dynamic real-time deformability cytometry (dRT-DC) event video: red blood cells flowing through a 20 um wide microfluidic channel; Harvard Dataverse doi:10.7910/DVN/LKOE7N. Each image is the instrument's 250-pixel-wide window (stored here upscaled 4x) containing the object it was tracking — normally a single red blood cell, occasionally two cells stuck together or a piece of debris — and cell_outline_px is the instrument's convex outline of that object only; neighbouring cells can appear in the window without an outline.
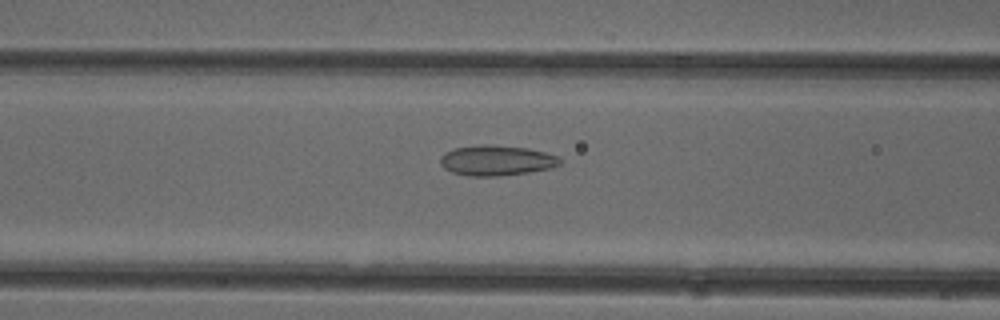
{"species": "common noctule bat (a hibernating species)", "species_latin": "Nyctalus noctula", "temperature_condition": "cold", "stored_images_in_passage": 48, "camera_frame_rate_fps": 3000, "um_per_image_px": 0.085, "animal": {"sex": "female"}, "frame": {"image": 1, "passage_image": 17, "time_ms": 5.333, "image_size_px": [1000, 320], "cell_outline_px": [[564, 160], [560, 164], [548, 168], [528, 172], [496, 176], [468, 176], [452, 172], [444, 168], [440, 164], [440, 156], [456, 148], [480, 144], [488, 144], [528, 148], [560, 156]], "centroid_in_image_um": [42.22, 13.63], "position_along_channel_um": 124.4, "area_um2": 21.1}}
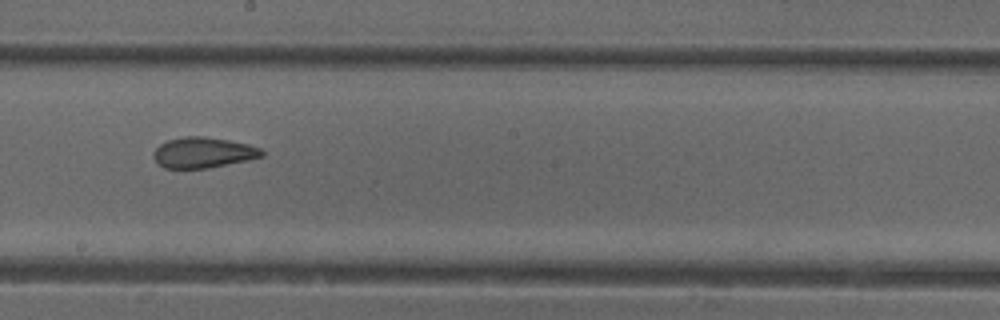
{"frame": {"image": 2, "passage_image": 25, "time_ms": 8.0, "image_size_px": [1000, 320], "cell_outline_px": [[264, 156], [248, 160], [208, 168], [164, 168], [152, 156], [152, 152], [160, 144], [168, 140], [184, 136], [204, 136], [228, 140], [248, 144], [260, 148], [264, 152]], "centroid_in_image_um": [17.27, 12.96], "position_along_channel_um": 230.9, "area_um2": 19.31}}
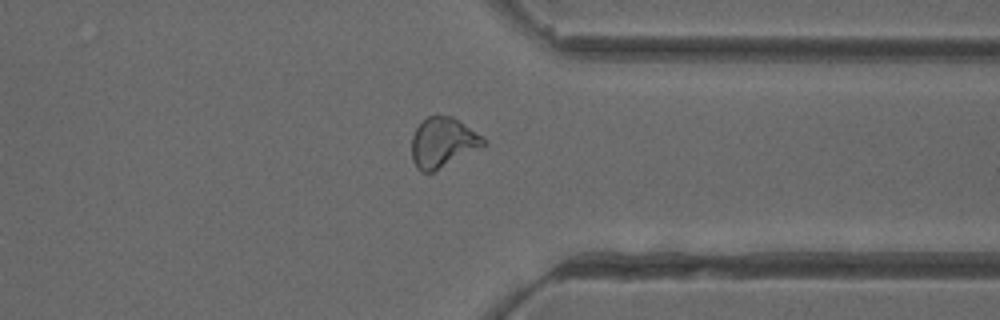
{"frame": {"image": 3, "passage_image": 36, "time_ms": 11.667, "image_size_px": [1000, 320], "cell_outline_px": [[488, 144], [432, 172], [420, 172], [416, 168], [412, 160], [412, 136], [416, 128], [428, 116], [452, 116], [460, 120], [484, 136]], "centroid_in_image_um": [37.66, 12.11], "position_along_channel_um": 373.7, "area_um2": 20.92}, "authors_computed_cell_mechanics": {"area_um2": 20.9814, "velocity_mm_per_s": 3.9896, "shape_relaxation_time_tau1_ms": null, "shape_relaxation_time_tau2_ms": 1.924, "deformation_change_tau1": null, "deformation_change_tau2": 0.0839}}